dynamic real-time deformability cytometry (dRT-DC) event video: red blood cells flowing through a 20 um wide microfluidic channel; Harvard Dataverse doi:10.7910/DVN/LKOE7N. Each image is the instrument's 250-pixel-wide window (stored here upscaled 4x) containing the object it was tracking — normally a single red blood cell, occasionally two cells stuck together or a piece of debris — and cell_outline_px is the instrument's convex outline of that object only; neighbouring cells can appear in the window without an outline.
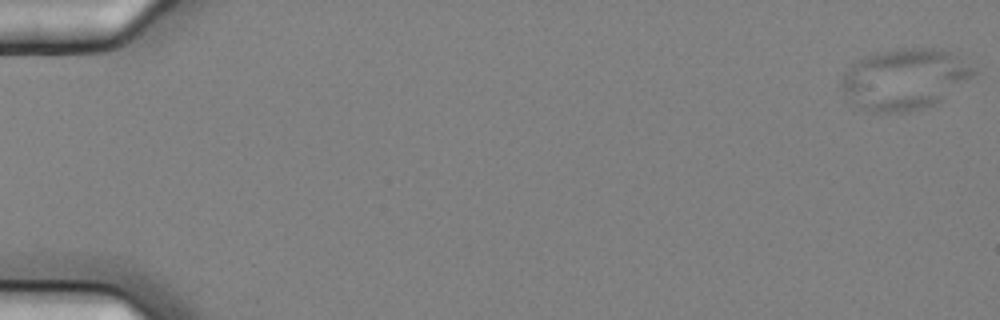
{"species": "common noctule bat (a hibernating species)", "species_latin": "Nyctalus noctula", "temperature_condition": "cold", "stored_images_in_passage": 4, "camera_frame_rate_fps": 3000, "um_per_image_px": 0.085, "animal": {"sex": "female", "body_mass_g": 25.1}, "frame": {"image": 1, "passage_image": 1, "time_ms": 0.0, "image_size_px": [1000, 320], "cell_outline_px": [[980, 72], [940, 100], [932, 104], [920, 108], [904, 112], [872, 112], [860, 108], [844, 92], [840, 84], [844, 72], [856, 60], [864, 56], [876, 52], [900, 48], [940, 48], [952, 52]], "centroid_in_image_um": [76.89, 6.69], "position_along_channel_um": 8.1, "area_um2": 46.76}}